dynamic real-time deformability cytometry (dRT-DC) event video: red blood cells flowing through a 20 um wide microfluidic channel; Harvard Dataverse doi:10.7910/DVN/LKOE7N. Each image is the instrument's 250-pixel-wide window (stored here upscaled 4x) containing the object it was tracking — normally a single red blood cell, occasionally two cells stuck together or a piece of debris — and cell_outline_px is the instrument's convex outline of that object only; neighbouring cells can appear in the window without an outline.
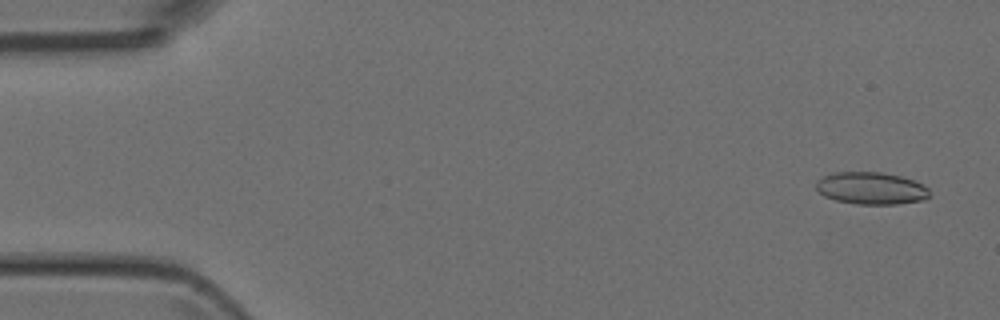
{"species": "Egyptian fruit bat (a non-hibernating species)", "species_latin": "Rousettus aegyptiacus", "temperature_condition": "room temperature", "stored_images_in_passage": 9, "camera_frame_rate_fps": 3000, "um_per_image_px": 0.085, "animal": {"sex": "female"}, "frame": {"image": 1, "passage_image": 1, "time_ms": 0.0, "image_size_px": [1000, 320], "cell_outline_px": [[928, 196], [924, 200], [896, 204], [856, 204], [836, 200], [824, 196], [816, 188], [816, 180], [832, 172], [880, 172], [900, 176], [916, 180], [924, 184], [928, 188]], "centroid_in_image_um": [74.05, 15.99], "position_along_channel_um": 11.0, "area_um2": 21.39}}
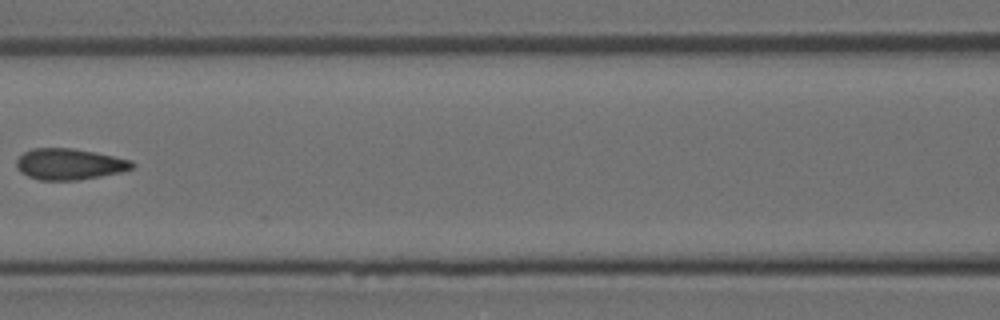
{"frame": {"image": 2, "passage_image": 6, "time_ms": 6.667, "image_size_px": [1000, 320], "cell_outline_px": [[136, 164], [132, 168], [120, 172], [100, 176], [76, 180], [40, 180], [28, 176], [20, 172], [16, 168], [16, 160], [24, 152], [32, 148], [72, 148], [96, 152], [132, 160]], "centroid_in_image_um": [5.89, 13.94], "position_along_channel_um": 160.7, "area_um2": 21.04}}
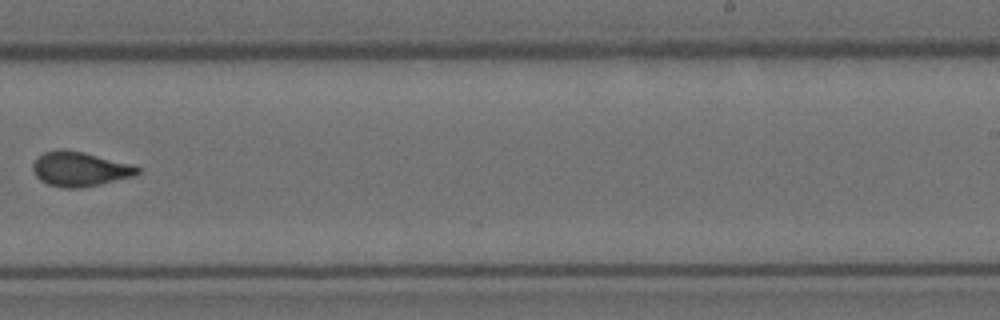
{"frame": {"image": 3, "passage_image": 9, "time_ms": 9.667, "image_size_px": [1000, 320], "cell_outline_px": [[140, 172], [136, 176], [84, 188], [60, 188], [48, 184], [40, 180], [32, 172], [32, 164], [44, 152], [60, 148], [64, 148], [84, 152], [132, 164], [140, 168]], "centroid_in_image_um": [6.79, 14.37], "position_along_channel_um": 282.2, "area_um2": 21.44}}